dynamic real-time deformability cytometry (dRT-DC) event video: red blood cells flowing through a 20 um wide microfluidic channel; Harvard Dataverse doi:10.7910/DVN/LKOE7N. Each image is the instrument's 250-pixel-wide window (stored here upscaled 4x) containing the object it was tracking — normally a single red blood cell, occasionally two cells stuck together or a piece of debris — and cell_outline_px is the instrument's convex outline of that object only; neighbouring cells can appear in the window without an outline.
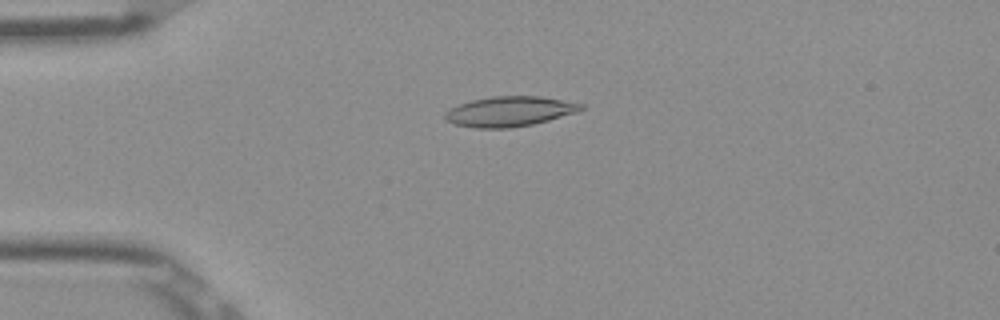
{"species": "Egyptian fruit bat (a non-hibernating species)", "species_latin": "Rousettus aegyptiacus", "temperature_condition": "room temperature", "stored_images_in_passage": 52, "camera_frame_rate_fps": 3000, "um_per_image_px": 0.085, "frame": {"image": 1, "passage_image": 13, "time_ms": 4.0, "image_size_px": [1000, 320], "cell_outline_px": [[584, 108], [576, 112], [548, 120], [532, 124], [508, 128], [476, 128], [456, 124], [448, 120], [444, 116], [444, 112], [460, 104], [472, 100], [492, 96], [540, 96], [584, 104]], "centroid_in_image_um": [43.32, 9.46], "position_along_channel_um": 41.7, "area_um2": 23.47}}
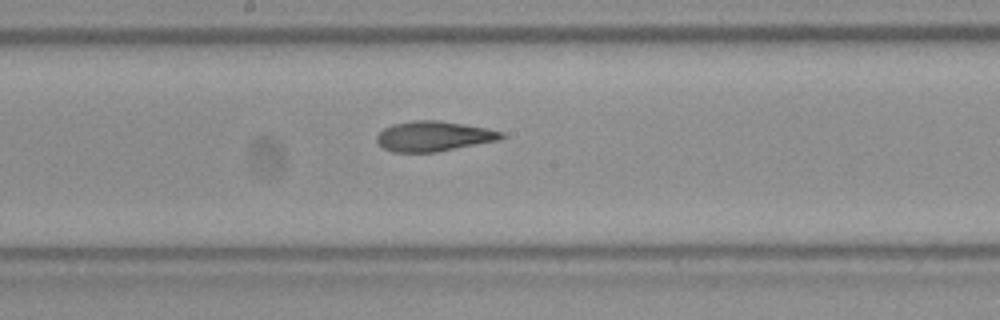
{"frame": {"image": 2, "passage_image": 28, "time_ms": 9.0, "image_size_px": [1000, 320], "cell_outline_px": [[504, 136], [500, 140], [436, 152], [392, 152], [384, 148], [376, 140], [376, 136], [384, 128], [392, 124], [412, 120], [440, 120], [488, 128], [504, 132]], "centroid_in_image_um": [36.87, 11.57], "position_along_channel_um": 211.3, "area_um2": 21.96}}
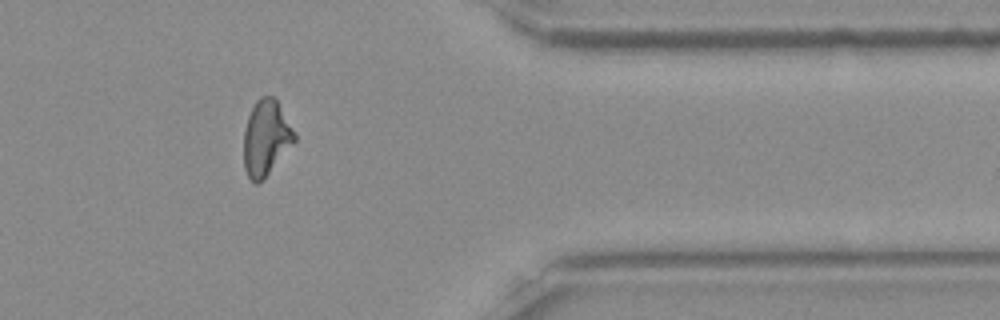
{"frame": {"image": 3, "passage_image": 43, "time_ms": 14.0, "image_size_px": [1000, 320], "cell_outline_px": [[296, 140], [268, 172], [256, 184], [248, 176], [244, 168], [244, 128], [248, 116], [256, 100], [260, 96], [272, 96], [276, 100], [296, 136]], "centroid_in_image_um": [22.58, 11.69], "position_along_channel_um": 388.8, "area_um2": 21.56}, "authors_computed_cell_mechanics": {"area_um2": 22.4264, "velocity_mm_per_s": 3.9107, "shape_relaxation_time_tau1_ms": null, "shape_relaxation_time_tau2_ms": 2.6876, "deformation_change_tau1": null, "deformation_change_tau2": 0.0956}}